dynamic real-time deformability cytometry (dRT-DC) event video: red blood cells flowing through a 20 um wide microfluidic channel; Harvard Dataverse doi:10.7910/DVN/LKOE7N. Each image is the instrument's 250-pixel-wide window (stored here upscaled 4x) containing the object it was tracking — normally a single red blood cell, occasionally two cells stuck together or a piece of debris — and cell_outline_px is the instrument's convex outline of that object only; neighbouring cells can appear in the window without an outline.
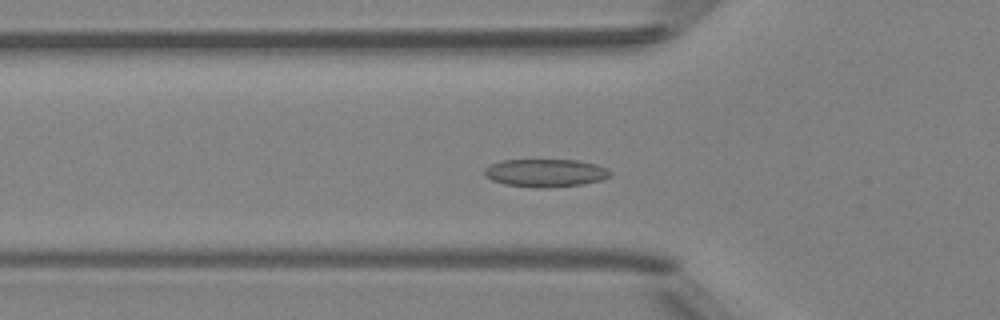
{"species": "Egyptian fruit bat (a non-hibernating species)", "species_latin": "Rousettus aegyptiacus", "temperature_condition": "room temperature", "stored_images_in_passage": 47, "camera_frame_rate_fps": 3000, "um_per_image_px": 0.085, "animal": {"sex": "female"}, "frame": {"image": 1, "passage_image": 14, "time_ms": 4.333, "image_size_px": [1000, 320], "cell_outline_px": [[612, 176], [600, 180], [584, 184], [548, 188], [540, 188], [504, 184], [492, 180], [484, 176], [484, 168], [500, 160], [576, 160], [596, 164], [608, 168], [612, 172]], "centroid_in_image_um": [46.38, 14.7], "position_along_channel_um": 79.4, "area_um2": 20.63}}
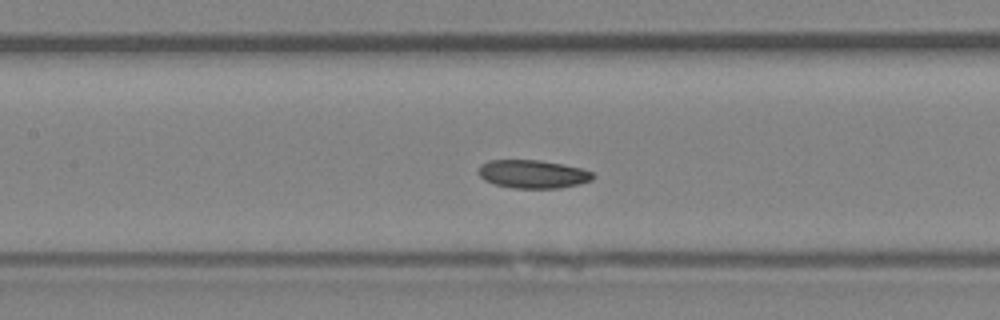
{"frame": {"image": 2, "passage_image": 20, "time_ms": 6.333, "image_size_px": [1000, 320], "cell_outline_px": [[596, 176], [592, 180], [560, 188], [512, 188], [492, 184], [484, 180], [480, 176], [480, 164], [488, 160], [540, 160], [564, 164], [580, 168], [592, 172]], "centroid_in_image_um": [45.28, 14.79], "position_along_channel_um": 162.1, "area_um2": 18.9}}
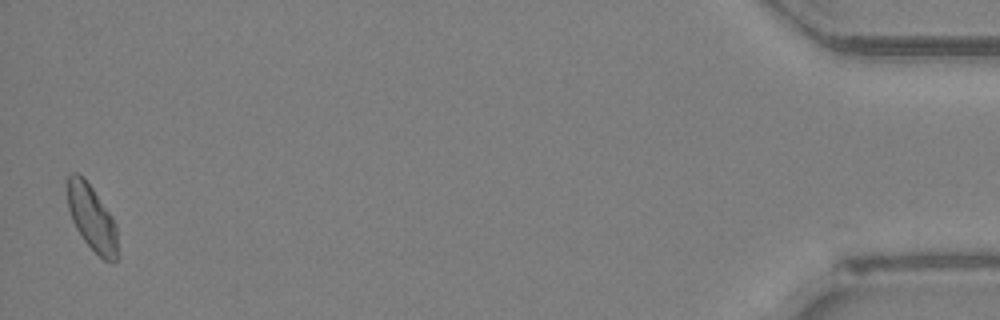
{"frame": {"image": 3, "passage_image": 46, "time_ms": 15.0, "image_size_px": [1000, 320], "cell_outline_px": [[116, 260], [112, 264], [104, 260], [84, 240], [76, 228], [72, 220], [68, 208], [68, 176], [72, 172], [76, 172], [84, 176], [112, 216], [116, 224]], "centroid_in_image_um": [7.8, 18.49], "position_along_channel_um": 427.4, "area_um2": 18.96}, "authors_computed_cell_mechanics": {"area_um2": 19.074, "velocity_mm_per_s": 4.1325, "shape_relaxation_time_tau1_ms": 7.7123, "shape_relaxation_time_tau2_ms": 5.031, "deformation_change_tau1": 0.1358, "deformation_change_tau2": 0.0784}}